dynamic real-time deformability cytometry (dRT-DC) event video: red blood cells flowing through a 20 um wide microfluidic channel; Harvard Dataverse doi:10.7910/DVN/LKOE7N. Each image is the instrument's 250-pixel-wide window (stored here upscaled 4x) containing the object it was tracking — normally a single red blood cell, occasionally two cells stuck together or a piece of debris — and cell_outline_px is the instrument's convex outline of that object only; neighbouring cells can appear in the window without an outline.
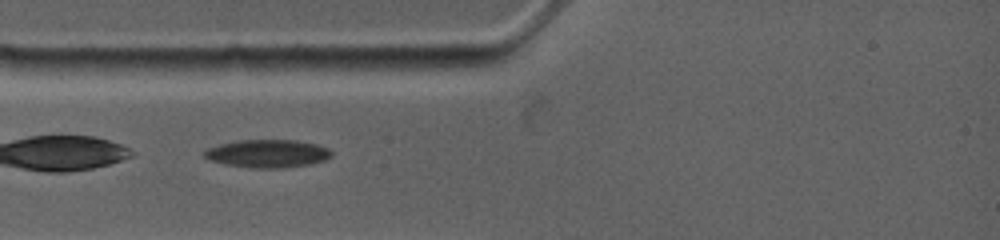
{"species": "common noctule bat (a hibernating species)", "species_latin": "Nyctalus noctula", "temperature_condition": "warm", "stored_images_in_passage": 12, "camera_frame_rate_fps": 4500, "um_per_image_px": 0.085, "animal": {"sex": "female", "body_mass_g": 19.0, "forearm_length_mm": 53.3}, "frame": {"image": 1, "passage_image": 2, "time_ms": 0.889, "image_size_px": [1000, 240], "cell_outline_px": [[332, 156], [324, 160], [308, 164], [284, 168], [252, 168], [224, 164], [208, 160], [204, 156], [204, 148], [220, 144], [240, 140], [296, 140], [316, 144], [328, 148], [332, 152]], "centroid_in_image_um": [22.71, 13.05], "position_along_channel_um": 62.3, "area_um2": 20.81}}
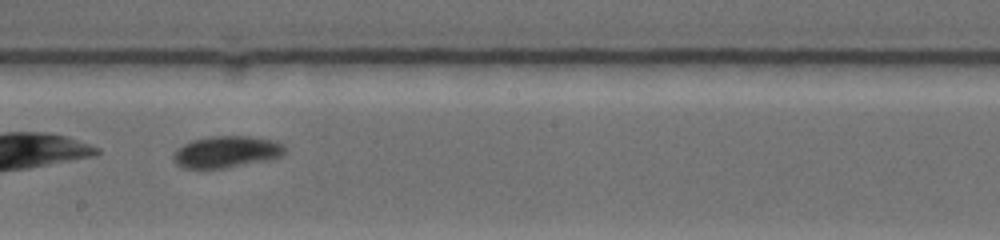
{"frame": {"image": 2, "passage_image": 6, "time_ms": 5.333, "image_size_px": [1000, 240], "cell_outline_px": [[288, 148], [284, 156], [268, 160], [224, 168], [184, 168], [176, 164], [172, 160], [172, 156], [176, 148], [192, 140], [212, 136], [252, 136], [272, 140], [284, 144]], "centroid_in_image_um": [19.28, 12.9], "position_along_channel_um": 228.9, "area_um2": 20.87}}
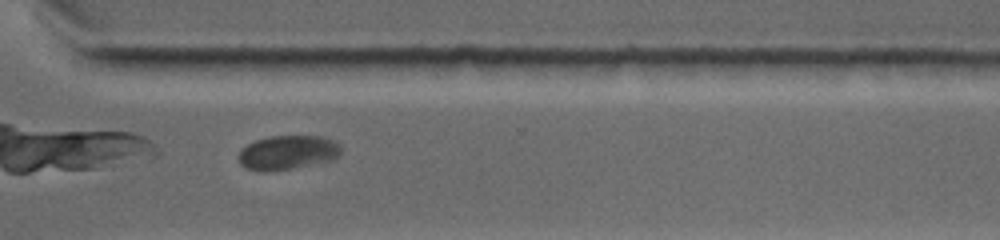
{"frame": {"image": 3, "passage_image": 9, "time_ms": 8.444, "image_size_px": [1000, 240], "cell_outline_px": [[344, 148], [340, 156], [332, 160], [292, 168], [268, 172], [264, 172], [244, 168], [240, 164], [240, 152], [248, 144], [256, 140], [272, 136], [324, 136], [336, 140]], "centroid_in_image_um": [24.53, 12.96], "position_along_channel_um": 346.1, "area_um2": 20.63}, "authors_computed_cell_mechanics": {"area_um2": 20.8947, "velocity_mm_per_s": 3.7565, "shape_relaxation_time_tau1_ms": null, "shape_relaxation_time_tau2_ms": 1.8869, "deformation_change_tau1": null, "deformation_change_tau2": 0.0295}}